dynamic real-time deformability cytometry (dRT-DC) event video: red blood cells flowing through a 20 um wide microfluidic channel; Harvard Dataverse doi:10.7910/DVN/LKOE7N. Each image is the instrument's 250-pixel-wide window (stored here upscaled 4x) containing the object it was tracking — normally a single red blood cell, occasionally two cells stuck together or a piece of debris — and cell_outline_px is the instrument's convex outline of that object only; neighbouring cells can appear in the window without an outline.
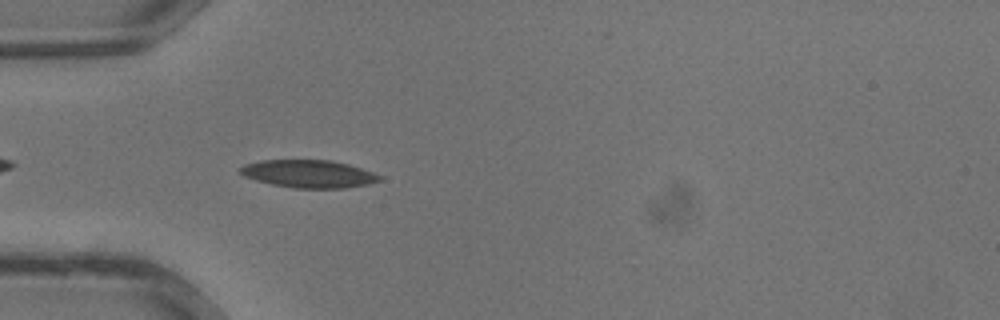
{"species": "common noctule bat (a hibernating species)", "species_latin": "Nyctalus noctula", "temperature_condition": "warm", "stored_images_in_passage": 35, "camera_frame_rate_fps": 3000, "um_per_image_px": 0.085, "animal": {"sex": "male", "body_mass_g": 13.3}, "frame": {"image": 1, "passage_image": 11, "time_ms": 3.333, "image_size_px": [1000, 320], "cell_outline_px": [[384, 180], [368, 184], [344, 188], [296, 188], [272, 184], [256, 180], [244, 176], [240, 172], [240, 168], [244, 164], [260, 160], [332, 160], [348, 164], [372, 172], [380, 176]], "centroid_in_image_um": [26.25, 14.77], "position_along_channel_um": 58.8, "area_um2": 22.43}}
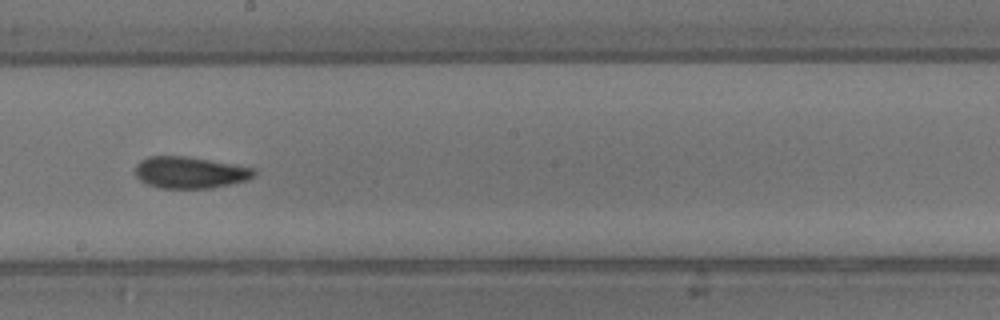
{"frame": {"image": 2, "passage_image": 20, "time_ms": 6.333, "image_size_px": [1000, 320], "cell_outline_px": [[256, 176], [248, 180], [212, 188], [160, 188], [148, 184], [140, 180], [136, 176], [136, 164], [140, 160], [148, 156], [188, 156], [256, 168]], "centroid_in_image_um": [16.18, 14.65], "position_along_channel_um": 232.0, "area_um2": 22.08}}
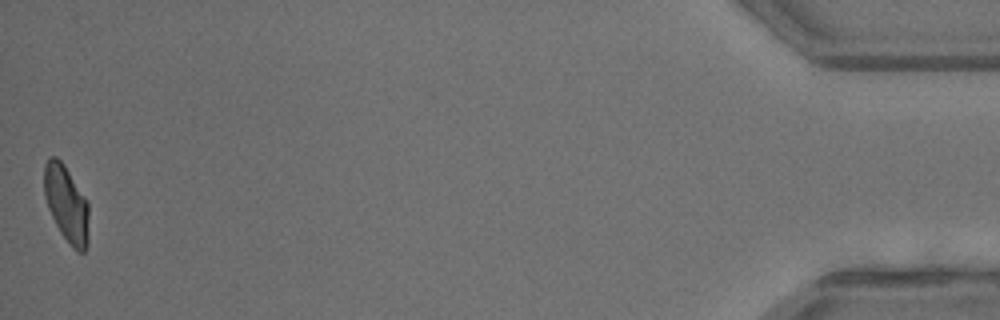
{"frame": {"image": 3, "passage_image": 35, "time_ms": 11.333, "image_size_px": [1000, 320], "cell_outline_px": [[88, 244], [84, 252], [76, 252], [72, 248], [60, 232], [48, 208], [44, 196], [44, 164], [48, 156], [56, 156], [64, 164], [88, 200]], "centroid_in_image_um": [5.65, 17.31], "position_along_channel_um": 429.6, "area_um2": 20.23}}